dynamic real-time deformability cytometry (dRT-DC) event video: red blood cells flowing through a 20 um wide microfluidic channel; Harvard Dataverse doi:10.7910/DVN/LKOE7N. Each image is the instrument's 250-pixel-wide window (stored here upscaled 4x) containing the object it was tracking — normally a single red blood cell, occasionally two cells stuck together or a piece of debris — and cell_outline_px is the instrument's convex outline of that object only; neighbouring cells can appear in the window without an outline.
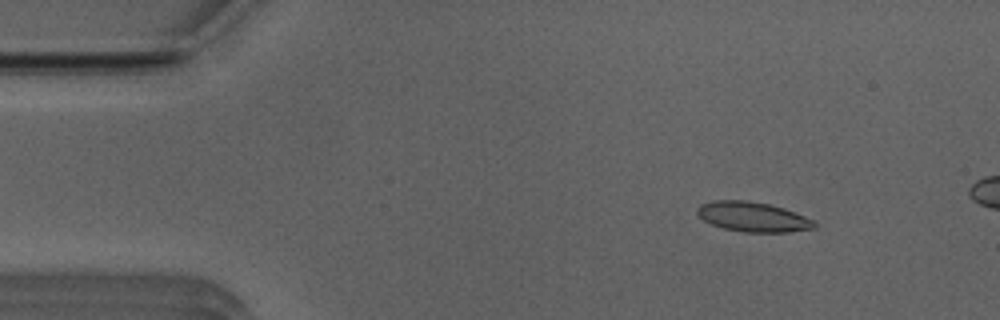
{"species": "Egyptian fruit bat (a non-hibernating species)", "species_latin": "Rousettus aegyptiacus", "temperature_condition": "room temperature", "stored_images_in_passage": 12, "camera_frame_rate_fps": 3000, "um_per_image_px": 0.085, "animal": {"sex": "male"}, "frame": {"image": 1, "passage_image": 3, "time_ms": 0.667, "image_size_px": [1000, 320], "cell_outline_px": [[816, 228], [788, 232], [744, 232], [724, 228], [712, 224], [704, 220], [696, 212], [696, 208], [700, 204], [712, 200], [748, 200], [768, 204], [784, 208], [816, 220]], "centroid_in_image_um": [64.01, 18.42], "position_along_channel_um": 21.0, "area_um2": 20.46}}